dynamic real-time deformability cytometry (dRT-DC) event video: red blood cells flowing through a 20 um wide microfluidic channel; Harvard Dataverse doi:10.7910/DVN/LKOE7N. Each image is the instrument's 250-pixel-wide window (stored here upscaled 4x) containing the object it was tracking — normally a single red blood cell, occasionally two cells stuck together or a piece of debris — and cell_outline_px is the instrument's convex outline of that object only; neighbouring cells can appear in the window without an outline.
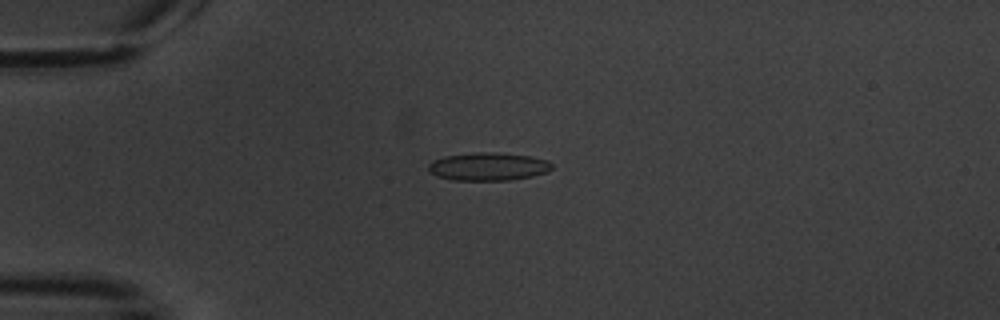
{"species": "common noctule bat (a hibernating species)", "species_latin": "Nyctalus noctula", "temperature_condition": "warm", "stored_images_in_passage": 1, "camera_frame_rate_fps": 3000, "um_per_image_px": 0.085, "animal": {"sex": "male", "body_mass_g": 20.1, "forearm_length_mm": 53.5}, "frame": {"image": 1, "passage_image": 1, "time_ms": 0.0, "image_size_px": [1000, 320], "cell_outline_px": [[552, 168], [544, 172], [532, 176], [508, 180], [452, 180], [436, 176], [428, 172], [428, 164], [432, 160], [444, 156], [476, 152], [488, 152], [528, 156], [548, 160], [552, 164]], "centroid_in_image_um": [41.43, 14.16], "position_along_channel_um": 43.6, "area_um2": 20.06}}